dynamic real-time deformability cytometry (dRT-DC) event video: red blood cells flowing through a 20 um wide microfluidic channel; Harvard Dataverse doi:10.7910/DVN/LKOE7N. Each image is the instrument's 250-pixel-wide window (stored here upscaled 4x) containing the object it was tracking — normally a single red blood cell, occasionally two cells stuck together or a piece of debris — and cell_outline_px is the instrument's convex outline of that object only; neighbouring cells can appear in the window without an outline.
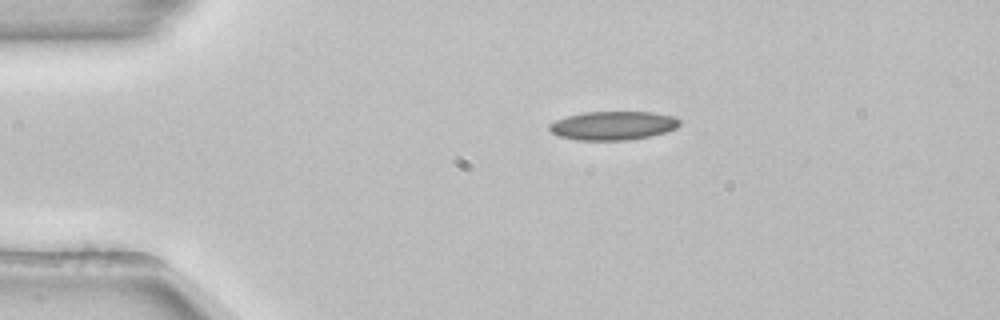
{"species": "common noctule bat (a hibernating species)", "species_latin": "Nyctalus noctula", "temperature_condition": "room temperature", "stored_images_in_passage": 43, "camera_frame_rate_fps": 3000, "um_per_image_px": 0.085, "animal": {"sex": "female", "body_mass_g": 22.7, "forearm_length_mm": 54.2}, "frame": {"image": 1, "passage_image": 1, "time_ms": 0.0, "image_size_px": [1000, 320], "cell_outline_px": [[680, 124], [676, 128], [652, 136], [628, 140], [576, 140], [556, 136], [548, 128], [548, 124], [564, 116], [584, 112], [652, 112], [672, 116], [680, 120]], "centroid_in_image_um": [52.06, 10.68], "position_along_channel_um": 32.9, "area_um2": 21.96}}
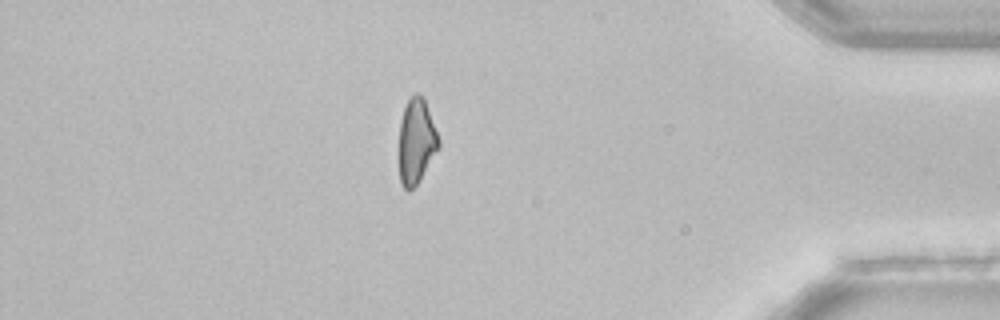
{"frame": {"image": 2, "passage_image": 36, "time_ms": 11.667, "image_size_px": [1000, 320], "cell_outline_px": [[440, 148], [420, 180], [408, 192], [404, 188], [400, 180], [400, 120], [404, 108], [408, 100], [416, 92], [420, 92], [424, 96], [440, 140]], "centroid_in_image_um": [35.42, 11.98], "position_along_channel_um": 399.8, "area_um2": 19.77}}
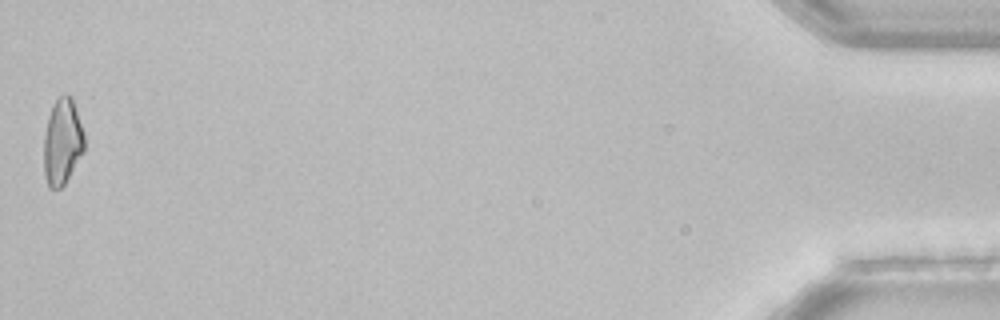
{"frame": {"image": 3, "passage_image": 43, "time_ms": 14.0, "image_size_px": [1000, 320], "cell_outline_px": [[84, 152], [64, 184], [60, 188], [48, 188], [44, 176], [44, 136], [48, 116], [52, 104], [64, 92], [68, 92], [72, 96], [84, 132]], "centroid_in_image_um": [5.3, 12.01], "position_along_channel_um": 429.9, "area_um2": 20.63}, "authors_computed_cell_mechanics": {"area_um2": 21.4438, "velocity_mm_per_s": 3.8903, "shape_relaxation_time_tau1_ms": 11.0632, "shape_relaxation_time_tau2_ms": null, "deformation_change_tau1": 0.2004, "deformation_change_tau2": null}}